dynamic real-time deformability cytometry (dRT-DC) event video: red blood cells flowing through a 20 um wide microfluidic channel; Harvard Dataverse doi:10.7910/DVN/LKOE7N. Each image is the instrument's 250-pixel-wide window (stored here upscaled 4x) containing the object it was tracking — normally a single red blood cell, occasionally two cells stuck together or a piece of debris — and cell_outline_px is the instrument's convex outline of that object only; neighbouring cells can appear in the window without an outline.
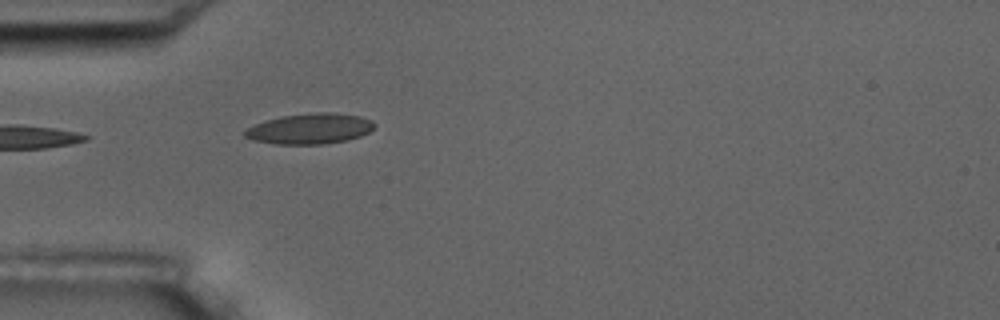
{"species": "common noctule bat (a hibernating species)", "species_latin": "Nyctalus noctula", "temperature_condition": "room temperature", "stored_images_in_passage": 5, "camera_frame_rate_fps": 3000, "um_per_image_px": 0.085, "animal": {"sex": "male", "body_mass_g": 17.5, "forearm_length_mm": 52.3}, "frame": {"image": 1, "passage_image": 5, "time_ms": 4.667, "image_size_px": [1000, 320], "cell_outline_px": [[376, 124], [368, 132], [360, 136], [348, 140], [324, 144], [276, 144], [252, 140], [244, 136], [244, 132], [248, 128], [264, 120], [280, 116], [316, 112], [336, 112], [360, 116], [372, 120]], "centroid_in_image_um": [26.35, 10.93], "position_along_channel_um": 58.7, "area_um2": 23.18}}